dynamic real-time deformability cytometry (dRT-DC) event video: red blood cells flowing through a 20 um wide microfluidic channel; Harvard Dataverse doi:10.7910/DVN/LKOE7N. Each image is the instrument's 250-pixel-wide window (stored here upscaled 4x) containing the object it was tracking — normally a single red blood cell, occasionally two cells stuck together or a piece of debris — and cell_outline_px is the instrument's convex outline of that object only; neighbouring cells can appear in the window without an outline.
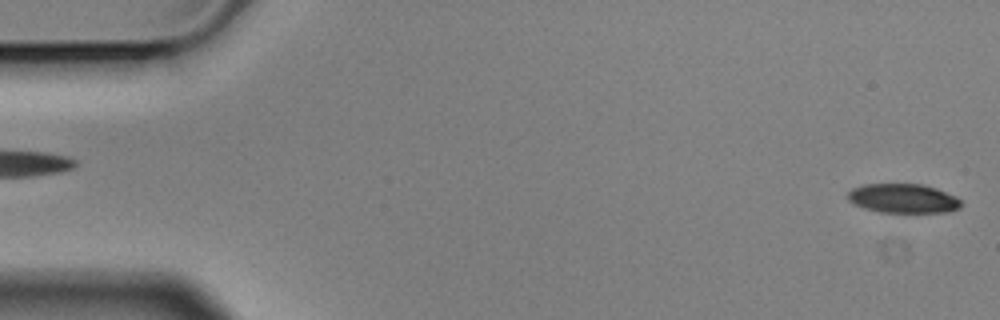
{"species": "Egyptian fruit bat (a non-hibernating species)", "species_latin": "Rousettus aegyptiacus", "temperature_condition": "cold", "stored_images_in_passage": 5, "camera_frame_rate_fps": 3000, "um_per_image_px": 0.085, "animal": {"sex": "male"}, "frame": {"image": 1, "passage_image": 1, "time_ms": 0.0, "image_size_px": [1000, 320], "cell_outline_px": [[960, 208], [948, 212], [880, 212], [864, 208], [852, 204], [848, 200], [848, 192], [852, 188], [864, 184], [924, 184], [936, 188], [956, 196], [960, 200]], "centroid_in_image_um": [76.75, 16.86], "position_along_channel_um": 8.3, "area_um2": 19.36}}
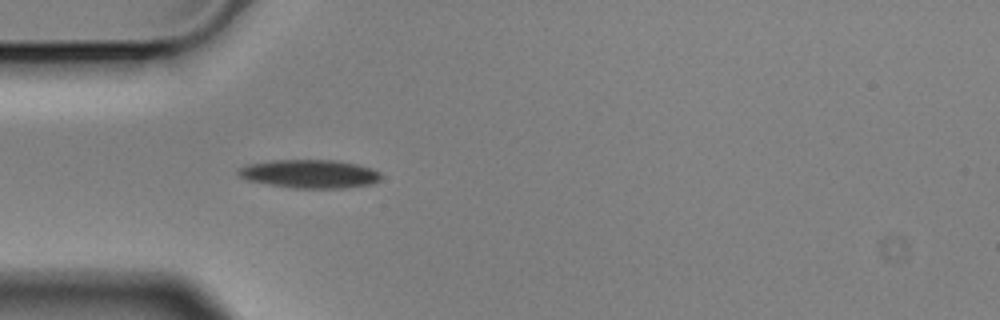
{"frame": {"image": 2, "passage_image": 5, "time_ms": 1.333, "image_size_px": [1000, 320], "cell_outline_px": [[380, 180], [372, 184], [344, 188], [296, 188], [248, 180], [240, 176], [236, 172], [240, 168], [248, 164], [272, 160], [336, 160], [356, 164], [372, 168], [380, 172]], "centroid_in_image_um": [26.36, 14.77], "position_along_channel_um": 58.6, "area_um2": 23.47}}